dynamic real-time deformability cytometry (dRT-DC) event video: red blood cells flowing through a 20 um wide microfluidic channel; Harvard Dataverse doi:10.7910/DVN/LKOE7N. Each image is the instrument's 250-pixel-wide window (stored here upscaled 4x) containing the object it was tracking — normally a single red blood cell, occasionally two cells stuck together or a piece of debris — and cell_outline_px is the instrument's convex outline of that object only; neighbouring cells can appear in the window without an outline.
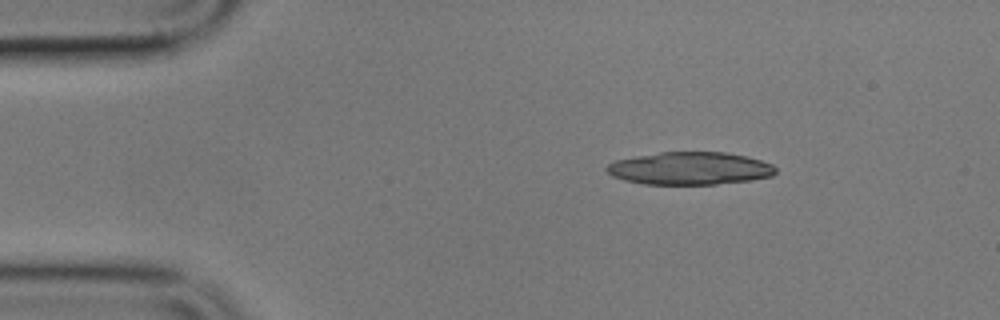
{"species": "common noctule bat (a hibernating species)", "species_latin": "Nyctalus noctula", "temperature_condition": "cold", "stored_images_in_passage": 3, "segment_of_instrument_passage": [1, 2], "camera_frame_rate_fps": 3000, "um_per_image_px": 0.085, "animal": {"sex": "male", "body_mass_g": 17.9}, "frame": {"image": 1, "passage_image": 1, "time_ms": 0.0, "image_size_px": [1000, 320], "cell_outline_px": [[776, 172], [772, 176], [752, 180], [716, 184], [644, 184], [624, 180], [612, 176], [604, 168], [608, 164], [616, 160], [636, 156], [660, 152], [728, 152], [748, 156], [772, 164], [776, 168]], "centroid_in_image_um": [58.65, 14.31], "position_along_channel_um": 26.3, "area_um2": 32.31}}